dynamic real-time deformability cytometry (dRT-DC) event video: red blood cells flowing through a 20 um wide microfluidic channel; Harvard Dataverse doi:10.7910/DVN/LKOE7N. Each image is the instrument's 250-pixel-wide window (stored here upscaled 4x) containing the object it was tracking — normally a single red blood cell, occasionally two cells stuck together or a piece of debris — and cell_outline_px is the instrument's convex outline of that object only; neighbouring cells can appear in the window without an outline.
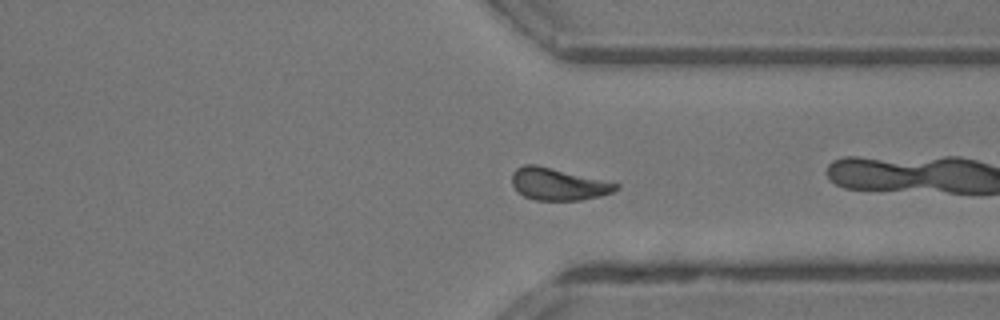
{"species": "common noctule bat (a hibernating species)", "species_latin": "Nyctalus noctula", "temperature_condition": "room temperature", "stored_images_in_passage": 45, "camera_frame_rate_fps": 3000, "um_per_image_px": 0.085, "animal": {"sex": "male", "body_mass_g": 13.3}, "frame": {"image": 1, "passage_image": 32, "time_ms": 10.333, "image_size_px": [1000, 320], "cell_outline_px": [[620, 188], [612, 192], [600, 196], [580, 200], [536, 200], [524, 196], [512, 184], [512, 172], [516, 168], [524, 164], [536, 164], [620, 184]], "centroid_in_image_um": [47.44, 15.64], "position_along_channel_um": 364.0, "area_um2": 19.31}, "authors_computed_cell_mechanics": {"area_um2": 19.8254, "velocity_mm_per_s": 4.3144, "shape_relaxation_time_tau1_ms": 2.8473, "shape_relaxation_time_tau2_ms": 3.2808, "deformation_change_tau1": 0.1361, "deformation_change_tau2": 0.0939}}